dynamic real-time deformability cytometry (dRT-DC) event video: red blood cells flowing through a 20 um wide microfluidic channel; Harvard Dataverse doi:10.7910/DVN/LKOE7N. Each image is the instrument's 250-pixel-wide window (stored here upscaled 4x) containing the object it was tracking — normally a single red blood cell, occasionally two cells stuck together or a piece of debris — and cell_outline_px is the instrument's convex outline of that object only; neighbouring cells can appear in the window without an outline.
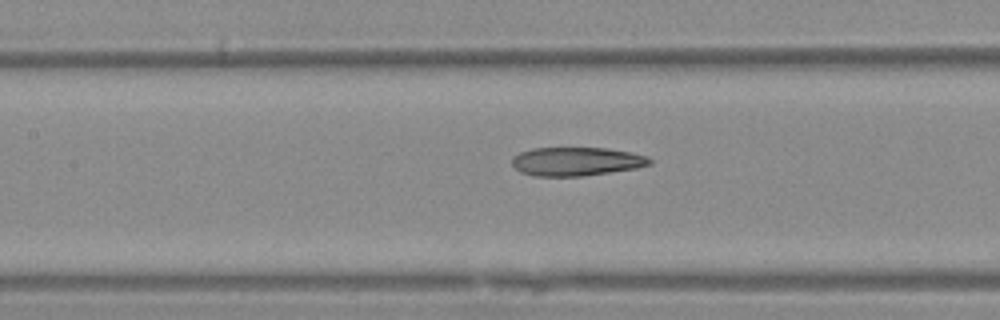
{"species": "Egyptian fruit bat (a non-hibernating species)", "species_latin": "Rousettus aegyptiacus", "temperature_condition": "warm", "stored_images_in_passage": 10, "camera_frame_rate_fps": 3000, "um_per_image_px": 0.085, "animal": {"sex": "female"}, "frame": {"image": 1, "passage_image": 9, "time_ms": 10.667, "image_size_px": [1000, 320], "cell_outline_px": [[652, 164], [636, 168], [580, 176], [536, 176], [520, 172], [512, 164], [512, 156], [520, 152], [532, 148], [608, 148], [632, 152], [648, 156], [652, 160]], "centroid_in_image_um": [49.0, 13.71], "position_along_channel_um": 158.4, "area_um2": 23.0}}